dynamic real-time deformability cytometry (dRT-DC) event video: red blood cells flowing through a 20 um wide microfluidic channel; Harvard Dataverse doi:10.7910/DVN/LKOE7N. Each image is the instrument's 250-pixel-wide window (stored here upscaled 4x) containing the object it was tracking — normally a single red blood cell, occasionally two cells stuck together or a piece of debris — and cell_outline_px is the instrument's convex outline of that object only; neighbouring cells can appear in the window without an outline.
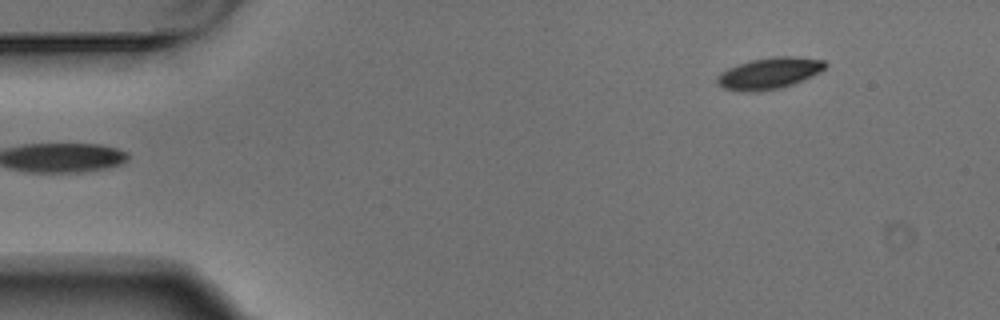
{"species": "Egyptian fruit bat (a non-hibernating species)", "species_latin": "Rousettus aegyptiacus", "temperature_condition": "warm", "stored_images_in_passage": 4, "segment_of_instrument_passage": [2, 2], "camera_frame_rate_fps": 3000, "um_per_image_px": 0.085, "animal": {"sex": "male"}, "frame": {"image": 1, "passage_image": 4, "time_ms": 1.0, "image_size_px": [1000, 320], "cell_outline_px": [[828, 64], [820, 72], [792, 84], [776, 88], [756, 92], [744, 92], [724, 88], [716, 80], [716, 76], [720, 72], [736, 64], [752, 60], [776, 56], [792, 56], [824, 60]], "centroid_in_image_um": [65.36, 6.22], "position_along_channel_um": 19.6, "area_um2": 19.59}}